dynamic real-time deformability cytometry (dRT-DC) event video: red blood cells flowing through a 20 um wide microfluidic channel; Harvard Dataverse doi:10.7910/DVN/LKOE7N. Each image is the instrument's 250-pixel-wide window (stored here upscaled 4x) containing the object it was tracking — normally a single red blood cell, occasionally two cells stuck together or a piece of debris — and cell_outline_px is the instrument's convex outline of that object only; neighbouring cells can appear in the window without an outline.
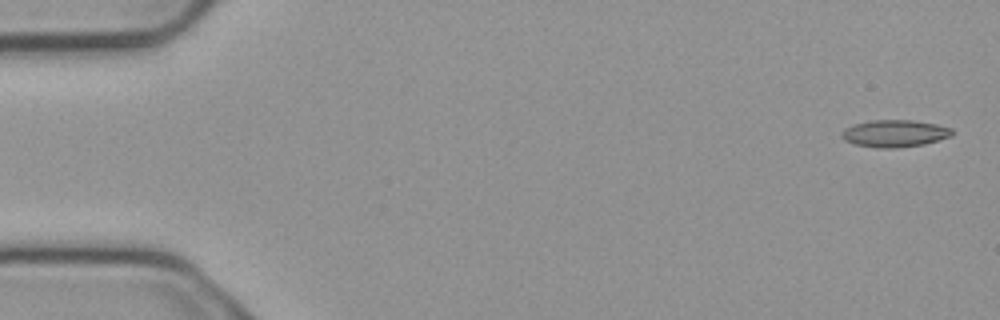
{"species": "common noctule bat (a hibernating species)", "species_latin": "Nyctalus noctula", "temperature_condition": "cold", "stored_images_in_passage": 6, "camera_frame_rate_fps": 3000, "um_per_image_px": 0.085, "animal": {"sex": "male", "body_mass_g": 23.1, "forearm_length_mm": 52.7}, "frame": {"image": 1, "passage_image": 1, "time_ms": 0.0, "image_size_px": [1000, 320], "cell_outline_px": [[952, 136], [924, 144], [896, 148], [876, 148], [856, 144], [844, 140], [840, 136], [848, 128], [856, 124], [872, 120], [912, 120], [936, 124], [952, 128]], "centroid_in_image_um": [76.09, 11.35], "position_along_channel_um": 8.9, "area_um2": 17.22}}